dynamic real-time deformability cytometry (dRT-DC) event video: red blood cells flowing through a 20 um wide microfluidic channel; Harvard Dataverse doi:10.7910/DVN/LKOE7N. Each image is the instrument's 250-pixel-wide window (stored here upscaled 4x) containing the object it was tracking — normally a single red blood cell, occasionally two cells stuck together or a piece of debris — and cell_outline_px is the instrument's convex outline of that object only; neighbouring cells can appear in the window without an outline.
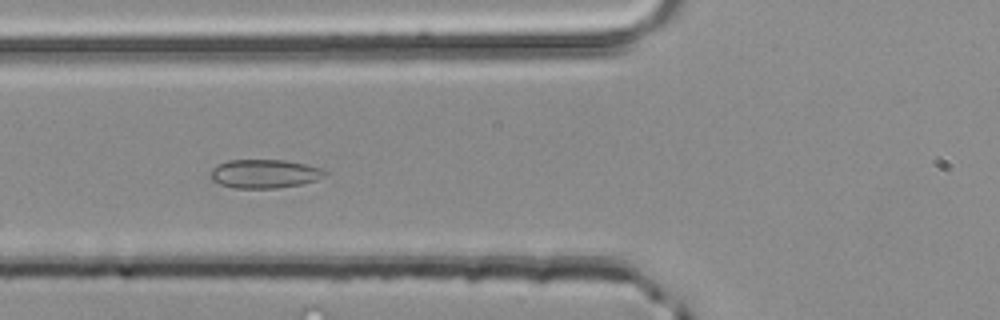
{"species": "common noctule bat (a hibernating species)", "species_latin": "Nyctalus noctula", "temperature_condition": "room temperature", "stored_images_in_passage": 40, "camera_frame_rate_fps": 3000, "um_per_image_px": 0.085, "animal": {"sex": "male", "body_mass_g": 20.4}, "frame": {"image": 1, "passage_image": 8, "time_ms": 2.333, "image_size_px": [1000, 320], "cell_outline_px": [[328, 172], [324, 176], [316, 180], [304, 184], [276, 188], [236, 188], [220, 184], [212, 180], [208, 176], [212, 168], [228, 160], [284, 160], [304, 164], [320, 168]], "centroid_in_image_um": [22.47, 14.77], "position_along_channel_um": 103.3, "area_um2": 19.13}}
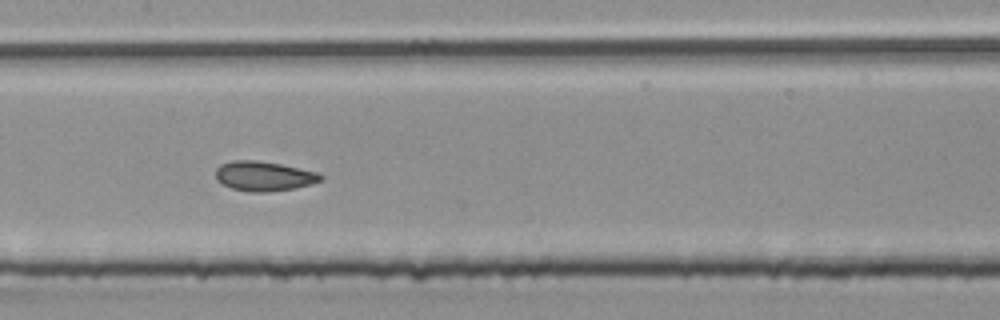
{"frame": {"image": 2, "passage_image": 14, "time_ms": 4.333, "image_size_px": [1000, 320], "cell_outline_px": [[324, 180], [312, 184], [296, 188], [268, 192], [248, 192], [232, 188], [216, 180], [216, 168], [220, 164], [232, 160], [256, 160], [280, 164], [316, 172], [324, 176]], "centroid_in_image_um": [22.44, 14.97], "position_along_channel_um": 185.0, "area_um2": 18.26}}
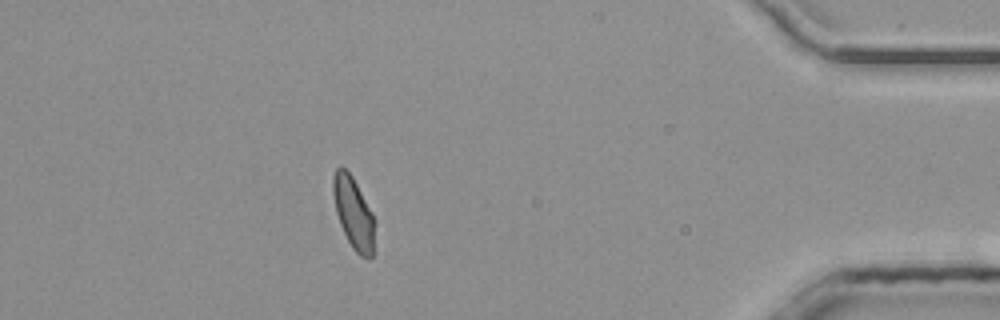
{"frame": {"image": 3, "passage_image": 34, "time_ms": 11.0, "image_size_px": [1000, 320], "cell_outline_px": [[372, 256], [368, 260], [360, 256], [352, 248], [340, 224], [336, 212], [332, 192], [332, 176], [336, 168], [344, 168], [352, 176], [372, 212]], "centroid_in_image_um": [29.99, 18.08], "position_along_channel_um": 405.2, "area_um2": 16.88}, "authors_computed_cell_mechanics": {"area_um2": 17.7157, "velocity_mm_per_s": 4.0652, "shape_relaxation_time_tau1_ms": 7.3154, "shape_relaxation_time_tau2_ms": 1.4065, "deformation_change_tau1": 0.1074, "deformation_change_tau2": 0.058}}